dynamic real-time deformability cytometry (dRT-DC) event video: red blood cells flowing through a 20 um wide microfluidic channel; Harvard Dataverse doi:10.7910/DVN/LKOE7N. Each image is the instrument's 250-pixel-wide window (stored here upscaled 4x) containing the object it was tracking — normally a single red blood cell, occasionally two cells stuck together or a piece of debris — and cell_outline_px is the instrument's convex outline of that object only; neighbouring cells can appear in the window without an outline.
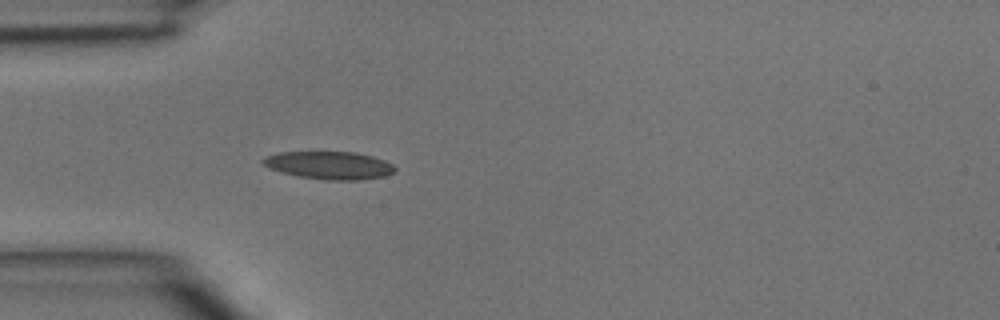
{"species": "common noctule bat (a hibernating species)", "species_latin": "Nyctalus noctula", "temperature_condition": "room temperature", "stored_images_in_passage": 4, "camera_frame_rate_fps": 3000, "um_per_image_px": 0.085, "animal": {"sex": "male", "body_mass_g": 15.6}, "frame": {"image": 1, "passage_image": 4, "time_ms": 1.0, "image_size_px": [1000, 320], "cell_outline_px": [[396, 172], [384, 176], [360, 180], [328, 180], [300, 176], [268, 168], [260, 160], [264, 156], [280, 152], [356, 152], [372, 156], [384, 160], [392, 164], [396, 168]], "centroid_in_image_um": [28.01, 14.04], "position_along_channel_um": 57.0, "area_um2": 21.33}}